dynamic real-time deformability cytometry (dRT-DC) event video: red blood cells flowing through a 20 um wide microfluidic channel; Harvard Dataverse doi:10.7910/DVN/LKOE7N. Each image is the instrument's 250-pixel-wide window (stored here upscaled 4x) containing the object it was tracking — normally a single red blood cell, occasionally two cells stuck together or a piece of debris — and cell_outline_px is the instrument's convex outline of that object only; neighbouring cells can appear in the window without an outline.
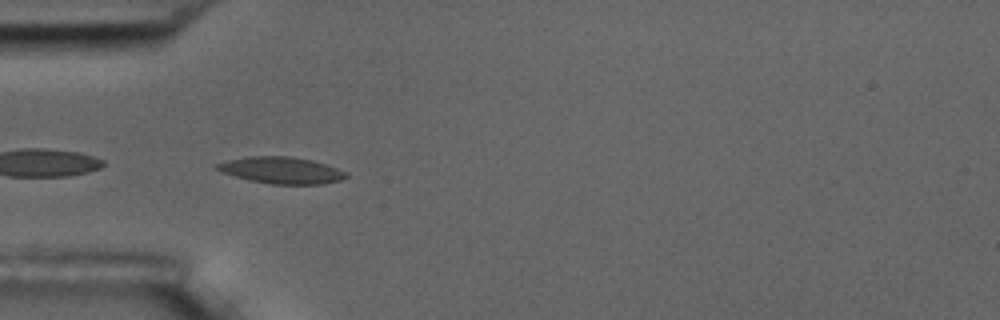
{"species": "common noctule bat (a hibernating species)", "species_latin": "Nyctalus noctula", "temperature_condition": "room temperature", "stored_images_in_passage": 31, "camera_frame_rate_fps": 3000, "um_per_image_px": 0.085, "animal": {"sex": "male", "body_mass_g": 17.5, "forearm_length_mm": 52.3}, "frame": {"image": 1, "passage_image": 1, "time_ms": 0.0, "image_size_px": [1000, 320], "cell_outline_px": [[348, 176], [340, 180], [320, 184], [272, 184], [252, 180], [220, 172], [212, 168], [216, 164], [228, 160], [248, 156], [288, 156], [312, 160], [348, 172]], "centroid_in_image_um": [23.89, 14.47], "position_along_channel_um": 61.1, "area_um2": 19.88}}
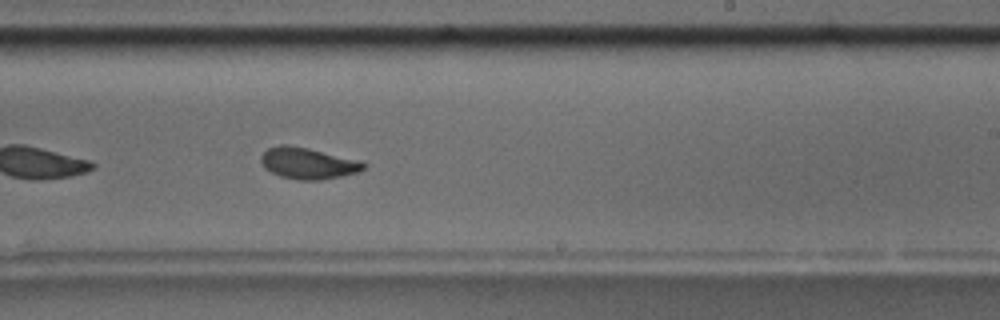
{"frame": {"image": 2, "passage_image": 18, "time_ms": 5.667, "image_size_px": [1000, 320], "cell_outline_px": [[368, 164], [364, 168], [356, 172], [344, 176], [320, 180], [300, 180], [280, 176], [264, 168], [260, 160], [260, 156], [268, 148], [280, 144], [284, 144], [308, 148], [364, 160]], "centroid_in_image_um": [26.22, 13.87], "position_along_channel_um": 262.8, "area_um2": 19.02}, "authors_computed_cell_mechanics": {"area_um2": 18.4382, "velocity_mm_per_s": 3.6134, "shape_relaxation_time_tau1_ms": 2.7535, "shape_relaxation_time_tau2_ms": 1.1749, "deformation_change_tau1": 0.1261, "deformation_change_tau2": 0.0654}}